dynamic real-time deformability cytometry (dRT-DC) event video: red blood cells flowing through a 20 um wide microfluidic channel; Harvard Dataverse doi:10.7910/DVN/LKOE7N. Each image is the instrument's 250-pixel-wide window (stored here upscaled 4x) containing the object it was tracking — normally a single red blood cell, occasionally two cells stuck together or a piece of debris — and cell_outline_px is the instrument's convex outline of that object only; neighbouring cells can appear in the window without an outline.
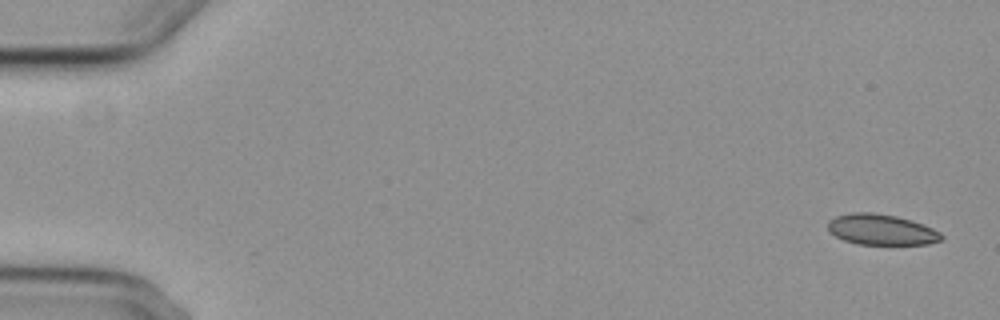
{"species": "common noctule bat (a hibernating species)", "species_latin": "Nyctalus noctula", "temperature_condition": "cold", "stored_images_in_passage": 5, "camera_frame_rate_fps": 3000, "um_per_image_px": 0.085, "animal": {"sex": "female", "body_mass_g": 29.2, "forearm_length_mm": 56.3}, "frame": {"image": 1, "passage_image": 1, "time_ms": 0.0, "image_size_px": [1000, 320], "cell_outline_px": [[944, 236], [940, 240], [928, 244], [856, 244], [844, 240], [836, 236], [828, 228], [828, 220], [836, 216], [852, 212], [872, 212], [896, 216], [912, 220], [924, 224], [940, 232]], "centroid_in_image_um": [74.92, 19.51], "position_along_channel_um": 10.1, "area_um2": 20.29}}
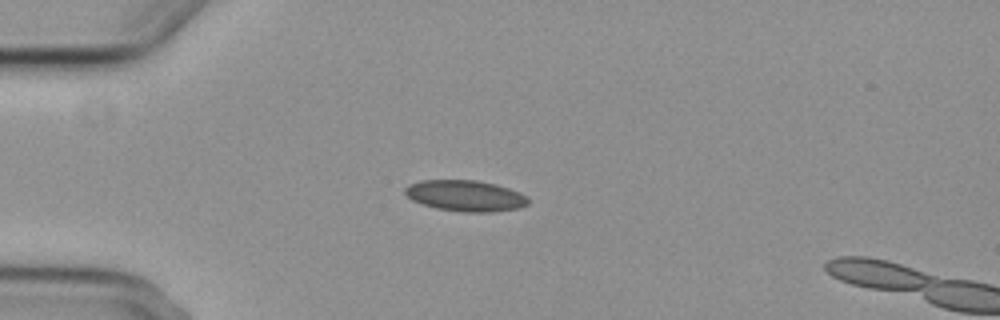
{"frame": {"image": 2, "passage_image": 4, "time_ms": 4.333, "image_size_px": [1000, 320], "cell_outline_px": [[528, 204], [520, 208], [492, 212], [460, 212], [436, 208], [412, 200], [404, 192], [404, 188], [408, 184], [420, 180], [476, 180], [496, 184], [520, 192], [528, 196]], "centroid_in_image_um": [39.57, 16.64], "position_along_channel_um": 45.4, "area_um2": 22.43}}